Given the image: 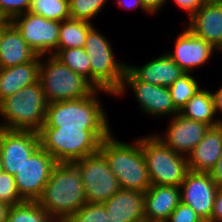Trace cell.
Listing matches in <instances>:
<instances>
[{"instance_id":"cell-33","label":"cell","mask_w":222,"mask_h":222,"mask_svg":"<svg viewBox=\"0 0 222 222\" xmlns=\"http://www.w3.org/2000/svg\"><path fill=\"white\" fill-rule=\"evenodd\" d=\"M31 0H0V17L11 21L15 16L28 12Z\"/></svg>"},{"instance_id":"cell-12","label":"cell","mask_w":222,"mask_h":222,"mask_svg":"<svg viewBox=\"0 0 222 222\" xmlns=\"http://www.w3.org/2000/svg\"><path fill=\"white\" fill-rule=\"evenodd\" d=\"M133 90L134 97L140 105L143 112L148 115L163 117H173L179 113L175 108L171 93L168 87L153 85L138 80L127 68L120 89L116 96L126 93V89Z\"/></svg>"},{"instance_id":"cell-19","label":"cell","mask_w":222,"mask_h":222,"mask_svg":"<svg viewBox=\"0 0 222 222\" xmlns=\"http://www.w3.org/2000/svg\"><path fill=\"white\" fill-rule=\"evenodd\" d=\"M103 205L111 222H145L144 192L119 189Z\"/></svg>"},{"instance_id":"cell-16","label":"cell","mask_w":222,"mask_h":222,"mask_svg":"<svg viewBox=\"0 0 222 222\" xmlns=\"http://www.w3.org/2000/svg\"><path fill=\"white\" fill-rule=\"evenodd\" d=\"M175 39V50L167 54L185 73L204 65L215 49L204 39L195 36L187 27Z\"/></svg>"},{"instance_id":"cell-6","label":"cell","mask_w":222,"mask_h":222,"mask_svg":"<svg viewBox=\"0 0 222 222\" xmlns=\"http://www.w3.org/2000/svg\"><path fill=\"white\" fill-rule=\"evenodd\" d=\"M41 56L39 81L47 103L76 100L91 95L96 88L83 76L72 71L54 55Z\"/></svg>"},{"instance_id":"cell-27","label":"cell","mask_w":222,"mask_h":222,"mask_svg":"<svg viewBox=\"0 0 222 222\" xmlns=\"http://www.w3.org/2000/svg\"><path fill=\"white\" fill-rule=\"evenodd\" d=\"M54 56L91 83V61L84 48L60 49Z\"/></svg>"},{"instance_id":"cell-7","label":"cell","mask_w":222,"mask_h":222,"mask_svg":"<svg viewBox=\"0 0 222 222\" xmlns=\"http://www.w3.org/2000/svg\"><path fill=\"white\" fill-rule=\"evenodd\" d=\"M158 135L140 138L151 185L179 187L189 172L187 157L171 150Z\"/></svg>"},{"instance_id":"cell-25","label":"cell","mask_w":222,"mask_h":222,"mask_svg":"<svg viewBox=\"0 0 222 222\" xmlns=\"http://www.w3.org/2000/svg\"><path fill=\"white\" fill-rule=\"evenodd\" d=\"M92 23L69 18L60 22L57 51L60 49L83 48Z\"/></svg>"},{"instance_id":"cell-22","label":"cell","mask_w":222,"mask_h":222,"mask_svg":"<svg viewBox=\"0 0 222 222\" xmlns=\"http://www.w3.org/2000/svg\"><path fill=\"white\" fill-rule=\"evenodd\" d=\"M222 154V123L210 127L187 156L189 171L209 173Z\"/></svg>"},{"instance_id":"cell-36","label":"cell","mask_w":222,"mask_h":222,"mask_svg":"<svg viewBox=\"0 0 222 222\" xmlns=\"http://www.w3.org/2000/svg\"><path fill=\"white\" fill-rule=\"evenodd\" d=\"M208 222H222V188H218L216 192L212 215Z\"/></svg>"},{"instance_id":"cell-13","label":"cell","mask_w":222,"mask_h":222,"mask_svg":"<svg viewBox=\"0 0 222 222\" xmlns=\"http://www.w3.org/2000/svg\"><path fill=\"white\" fill-rule=\"evenodd\" d=\"M39 147L40 139L36 131L0 128V154L3 172L14 176Z\"/></svg>"},{"instance_id":"cell-8","label":"cell","mask_w":222,"mask_h":222,"mask_svg":"<svg viewBox=\"0 0 222 222\" xmlns=\"http://www.w3.org/2000/svg\"><path fill=\"white\" fill-rule=\"evenodd\" d=\"M84 50L91 61V84L113 95L120 89L127 64L115 59L110 41L94 26L88 31Z\"/></svg>"},{"instance_id":"cell-3","label":"cell","mask_w":222,"mask_h":222,"mask_svg":"<svg viewBox=\"0 0 222 222\" xmlns=\"http://www.w3.org/2000/svg\"><path fill=\"white\" fill-rule=\"evenodd\" d=\"M38 134L40 146L58 163H72L99 152L101 141L111 130L41 127Z\"/></svg>"},{"instance_id":"cell-21","label":"cell","mask_w":222,"mask_h":222,"mask_svg":"<svg viewBox=\"0 0 222 222\" xmlns=\"http://www.w3.org/2000/svg\"><path fill=\"white\" fill-rule=\"evenodd\" d=\"M126 68L140 81L168 88L185 74L167 53L141 67L127 65Z\"/></svg>"},{"instance_id":"cell-17","label":"cell","mask_w":222,"mask_h":222,"mask_svg":"<svg viewBox=\"0 0 222 222\" xmlns=\"http://www.w3.org/2000/svg\"><path fill=\"white\" fill-rule=\"evenodd\" d=\"M188 20L195 36L222 50V2H205Z\"/></svg>"},{"instance_id":"cell-24","label":"cell","mask_w":222,"mask_h":222,"mask_svg":"<svg viewBox=\"0 0 222 222\" xmlns=\"http://www.w3.org/2000/svg\"><path fill=\"white\" fill-rule=\"evenodd\" d=\"M179 113L189 119L201 121L211 127L218 126L222 123L216 117L212 92L207 89L200 88L194 96L186 103Z\"/></svg>"},{"instance_id":"cell-10","label":"cell","mask_w":222,"mask_h":222,"mask_svg":"<svg viewBox=\"0 0 222 222\" xmlns=\"http://www.w3.org/2000/svg\"><path fill=\"white\" fill-rule=\"evenodd\" d=\"M58 162L41 146L14 175L17 190L24 201H37Z\"/></svg>"},{"instance_id":"cell-39","label":"cell","mask_w":222,"mask_h":222,"mask_svg":"<svg viewBox=\"0 0 222 222\" xmlns=\"http://www.w3.org/2000/svg\"><path fill=\"white\" fill-rule=\"evenodd\" d=\"M117 4L125 9H135L139 8L145 11L146 13L150 14L145 8L142 3V0H117Z\"/></svg>"},{"instance_id":"cell-26","label":"cell","mask_w":222,"mask_h":222,"mask_svg":"<svg viewBox=\"0 0 222 222\" xmlns=\"http://www.w3.org/2000/svg\"><path fill=\"white\" fill-rule=\"evenodd\" d=\"M6 222H56L37 201H24L10 206Z\"/></svg>"},{"instance_id":"cell-9","label":"cell","mask_w":222,"mask_h":222,"mask_svg":"<svg viewBox=\"0 0 222 222\" xmlns=\"http://www.w3.org/2000/svg\"><path fill=\"white\" fill-rule=\"evenodd\" d=\"M73 163L80 171L87 203L103 204L120 189L115 174L100 152Z\"/></svg>"},{"instance_id":"cell-20","label":"cell","mask_w":222,"mask_h":222,"mask_svg":"<svg viewBox=\"0 0 222 222\" xmlns=\"http://www.w3.org/2000/svg\"><path fill=\"white\" fill-rule=\"evenodd\" d=\"M38 54L32 50L20 31L7 21L0 34V68H9L33 61Z\"/></svg>"},{"instance_id":"cell-40","label":"cell","mask_w":222,"mask_h":222,"mask_svg":"<svg viewBox=\"0 0 222 222\" xmlns=\"http://www.w3.org/2000/svg\"><path fill=\"white\" fill-rule=\"evenodd\" d=\"M215 112L217 114L222 112V86L215 92L212 93Z\"/></svg>"},{"instance_id":"cell-43","label":"cell","mask_w":222,"mask_h":222,"mask_svg":"<svg viewBox=\"0 0 222 222\" xmlns=\"http://www.w3.org/2000/svg\"><path fill=\"white\" fill-rule=\"evenodd\" d=\"M205 2H222V0H205Z\"/></svg>"},{"instance_id":"cell-35","label":"cell","mask_w":222,"mask_h":222,"mask_svg":"<svg viewBox=\"0 0 222 222\" xmlns=\"http://www.w3.org/2000/svg\"><path fill=\"white\" fill-rule=\"evenodd\" d=\"M178 7L186 11L190 18L204 3L205 0H173Z\"/></svg>"},{"instance_id":"cell-44","label":"cell","mask_w":222,"mask_h":222,"mask_svg":"<svg viewBox=\"0 0 222 222\" xmlns=\"http://www.w3.org/2000/svg\"><path fill=\"white\" fill-rule=\"evenodd\" d=\"M2 159H1V154H0V173L2 172Z\"/></svg>"},{"instance_id":"cell-5","label":"cell","mask_w":222,"mask_h":222,"mask_svg":"<svg viewBox=\"0 0 222 222\" xmlns=\"http://www.w3.org/2000/svg\"><path fill=\"white\" fill-rule=\"evenodd\" d=\"M47 106L40 81L24 87L0 103V115L5 120L0 128L38 132L45 122Z\"/></svg>"},{"instance_id":"cell-41","label":"cell","mask_w":222,"mask_h":222,"mask_svg":"<svg viewBox=\"0 0 222 222\" xmlns=\"http://www.w3.org/2000/svg\"><path fill=\"white\" fill-rule=\"evenodd\" d=\"M9 207L7 204L0 202V222H6Z\"/></svg>"},{"instance_id":"cell-11","label":"cell","mask_w":222,"mask_h":222,"mask_svg":"<svg viewBox=\"0 0 222 222\" xmlns=\"http://www.w3.org/2000/svg\"><path fill=\"white\" fill-rule=\"evenodd\" d=\"M11 22L39 56L54 55L57 52L60 22L29 11L15 16Z\"/></svg>"},{"instance_id":"cell-23","label":"cell","mask_w":222,"mask_h":222,"mask_svg":"<svg viewBox=\"0 0 222 222\" xmlns=\"http://www.w3.org/2000/svg\"><path fill=\"white\" fill-rule=\"evenodd\" d=\"M41 56L33 61L9 68H0V103L24 87L39 81Z\"/></svg>"},{"instance_id":"cell-38","label":"cell","mask_w":222,"mask_h":222,"mask_svg":"<svg viewBox=\"0 0 222 222\" xmlns=\"http://www.w3.org/2000/svg\"><path fill=\"white\" fill-rule=\"evenodd\" d=\"M212 180L219 188H222V154L215 164L214 168L209 172Z\"/></svg>"},{"instance_id":"cell-37","label":"cell","mask_w":222,"mask_h":222,"mask_svg":"<svg viewBox=\"0 0 222 222\" xmlns=\"http://www.w3.org/2000/svg\"><path fill=\"white\" fill-rule=\"evenodd\" d=\"M167 1L168 0H142V3L150 15H154L160 10V8L162 9Z\"/></svg>"},{"instance_id":"cell-31","label":"cell","mask_w":222,"mask_h":222,"mask_svg":"<svg viewBox=\"0 0 222 222\" xmlns=\"http://www.w3.org/2000/svg\"><path fill=\"white\" fill-rule=\"evenodd\" d=\"M66 222H111L103 204L86 203Z\"/></svg>"},{"instance_id":"cell-15","label":"cell","mask_w":222,"mask_h":222,"mask_svg":"<svg viewBox=\"0 0 222 222\" xmlns=\"http://www.w3.org/2000/svg\"><path fill=\"white\" fill-rule=\"evenodd\" d=\"M170 125L165 134L158 136L171 150L180 155L188 156L193 148L205 137L211 126L186 118L180 113L171 117Z\"/></svg>"},{"instance_id":"cell-28","label":"cell","mask_w":222,"mask_h":222,"mask_svg":"<svg viewBox=\"0 0 222 222\" xmlns=\"http://www.w3.org/2000/svg\"><path fill=\"white\" fill-rule=\"evenodd\" d=\"M28 11L58 22L71 18L69 0H31Z\"/></svg>"},{"instance_id":"cell-30","label":"cell","mask_w":222,"mask_h":222,"mask_svg":"<svg viewBox=\"0 0 222 222\" xmlns=\"http://www.w3.org/2000/svg\"><path fill=\"white\" fill-rule=\"evenodd\" d=\"M106 2L107 0H69L70 17L91 22V19L100 13Z\"/></svg>"},{"instance_id":"cell-42","label":"cell","mask_w":222,"mask_h":222,"mask_svg":"<svg viewBox=\"0 0 222 222\" xmlns=\"http://www.w3.org/2000/svg\"><path fill=\"white\" fill-rule=\"evenodd\" d=\"M6 22H7V20H2V21L0 22V34H1V29H2V27H3V25H4Z\"/></svg>"},{"instance_id":"cell-1","label":"cell","mask_w":222,"mask_h":222,"mask_svg":"<svg viewBox=\"0 0 222 222\" xmlns=\"http://www.w3.org/2000/svg\"><path fill=\"white\" fill-rule=\"evenodd\" d=\"M37 202L56 222L71 218L87 203L78 167L57 163Z\"/></svg>"},{"instance_id":"cell-18","label":"cell","mask_w":222,"mask_h":222,"mask_svg":"<svg viewBox=\"0 0 222 222\" xmlns=\"http://www.w3.org/2000/svg\"><path fill=\"white\" fill-rule=\"evenodd\" d=\"M180 202L179 187L151 185L144 193L145 222H167Z\"/></svg>"},{"instance_id":"cell-29","label":"cell","mask_w":222,"mask_h":222,"mask_svg":"<svg viewBox=\"0 0 222 222\" xmlns=\"http://www.w3.org/2000/svg\"><path fill=\"white\" fill-rule=\"evenodd\" d=\"M200 88L191 73L183 74L169 87L175 108L180 111Z\"/></svg>"},{"instance_id":"cell-32","label":"cell","mask_w":222,"mask_h":222,"mask_svg":"<svg viewBox=\"0 0 222 222\" xmlns=\"http://www.w3.org/2000/svg\"><path fill=\"white\" fill-rule=\"evenodd\" d=\"M0 202L8 206L24 202L17 190L14 176L3 171L0 173Z\"/></svg>"},{"instance_id":"cell-4","label":"cell","mask_w":222,"mask_h":222,"mask_svg":"<svg viewBox=\"0 0 222 222\" xmlns=\"http://www.w3.org/2000/svg\"><path fill=\"white\" fill-rule=\"evenodd\" d=\"M110 92L96 89L91 95L62 102L49 103L42 127H61V129H110L107 113L97 94Z\"/></svg>"},{"instance_id":"cell-14","label":"cell","mask_w":222,"mask_h":222,"mask_svg":"<svg viewBox=\"0 0 222 222\" xmlns=\"http://www.w3.org/2000/svg\"><path fill=\"white\" fill-rule=\"evenodd\" d=\"M179 188L181 202L189 205L204 222H208L219 188L210 173L189 171Z\"/></svg>"},{"instance_id":"cell-2","label":"cell","mask_w":222,"mask_h":222,"mask_svg":"<svg viewBox=\"0 0 222 222\" xmlns=\"http://www.w3.org/2000/svg\"><path fill=\"white\" fill-rule=\"evenodd\" d=\"M99 152L115 174L120 189L145 193L151 187L140 138L127 144L115 139L111 133L101 141Z\"/></svg>"},{"instance_id":"cell-34","label":"cell","mask_w":222,"mask_h":222,"mask_svg":"<svg viewBox=\"0 0 222 222\" xmlns=\"http://www.w3.org/2000/svg\"><path fill=\"white\" fill-rule=\"evenodd\" d=\"M167 222H204L202 218L187 204L180 202L170 214Z\"/></svg>"}]
</instances>
